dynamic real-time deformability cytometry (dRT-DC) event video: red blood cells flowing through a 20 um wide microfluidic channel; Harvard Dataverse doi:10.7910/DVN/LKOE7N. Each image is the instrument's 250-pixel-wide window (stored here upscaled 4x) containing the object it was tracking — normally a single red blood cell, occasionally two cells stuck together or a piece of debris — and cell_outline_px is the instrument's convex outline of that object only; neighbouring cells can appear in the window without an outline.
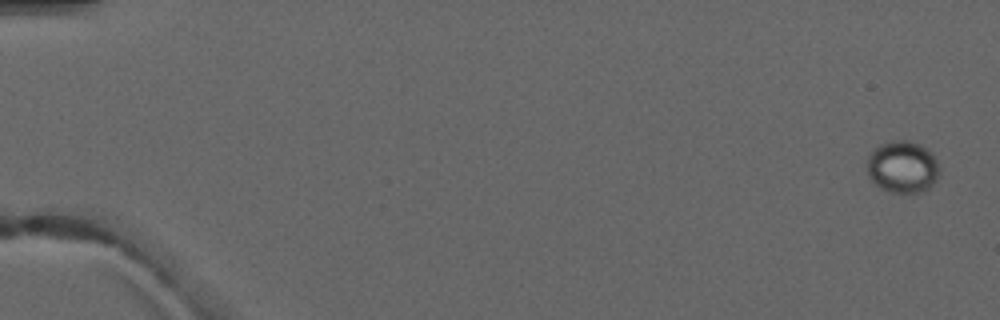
{"species": "common noctule bat (a hibernating species)", "species_latin": "Nyctalus noctula", "temperature_condition": "warm", "stored_images_in_passage": 6, "camera_frame_rate_fps": 3000, "um_per_image_px": 0.085, "animal": {"sex": "male", "forearm_length_mm": 52.5}, "frame": {"image": 1, "passage_image": 1, "time_ms": 0.0, "image_size_px": [1000, 320], "cell_outline_px": [[940, 172], [936, 180], [928, 188], [920, 192], [888, 192], [880, 188], [868, 176], [868, 156], [872, 148], [880, 144], [892, 140], [908, 140], [920, 144], [928, 148], [936, 160]], "centroid_in_image_um": [76.71, 14.16], "position_along_channel_um": 8.3, "area_um2": 22.08}}